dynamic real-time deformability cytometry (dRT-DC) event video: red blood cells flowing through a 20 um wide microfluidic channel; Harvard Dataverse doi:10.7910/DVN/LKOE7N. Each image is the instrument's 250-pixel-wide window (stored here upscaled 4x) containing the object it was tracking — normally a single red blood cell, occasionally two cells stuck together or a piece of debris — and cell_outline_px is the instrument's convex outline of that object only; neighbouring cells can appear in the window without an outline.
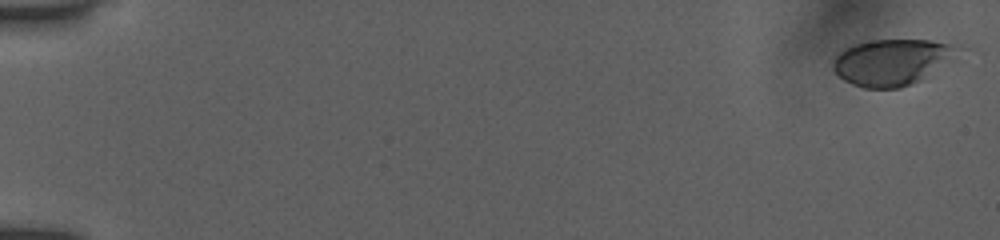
{"species": "human", "species_latin": "Homo sapiens", "temperature_condition": "room temperature", "stored_images_in_passage": 54, "camera_frame_rate_fps": 3000, "um_per_image_px": 0.085, "donor": {"sex": "female"}, "frame": {"image": 1, "passage_image": 1, "time_ms": 0.0, "image_size_px": [1000, 240], "cell_outline_px": [[960, 52], [956, 60], [900, 88], [864, 88], [852, 84], [844, 80], [832, 68], [832, 64], [836, 56], [840, 52], [856, 44], [872, 40], [928, 40], [948, 44], [956, 48]], "centroid_in_image_um": [75.82, 5.27], "position_along_channel_um": 9.2, "area_um2": 33.0}}
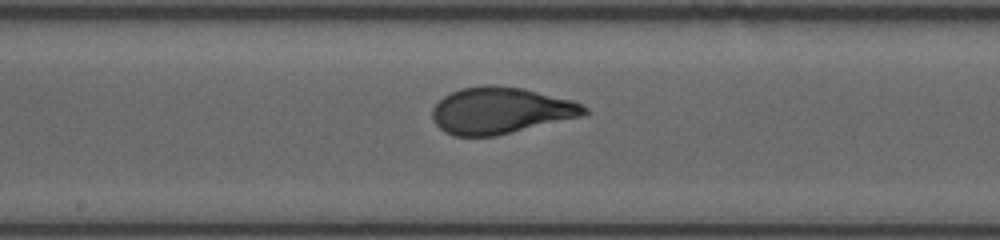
{"frame": {"image": 2, "passage_image": 30, "time_ms": 9.667, "image_size_px": [1000, 240], "cell_outline_px": [[592, 112], [584, 116], [496, 136], [452, 136], [444, 132], [432, 120], [432, 108], [444, 96], [460, 88], [484, 84], [496, 84], [520, 88], [572, 100], [588, 108]], "centroid_in_image_um": [42.55, 9.4], "position_along_channel_um": 205.6, "area_um2": 41.5}}
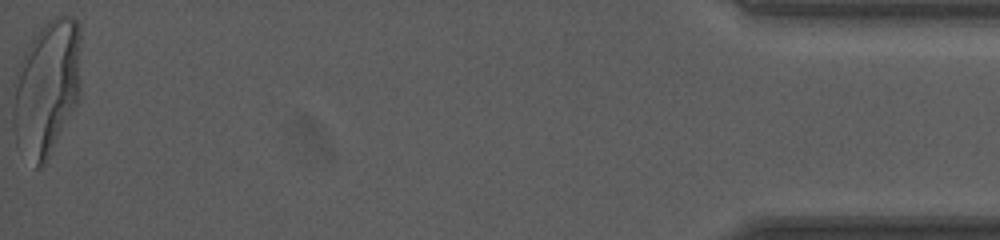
{"frame": {"image": 3, "passage_image": 54, "time_ms": 17.667, "image_size_px": [1000, 240], "cell_outline_px": [[80, 96], [48, 160], [40, 168], [36, 168], [16, 144], [12, 128], [12, 80], [16, 68], [28, 44], [36, 32], [52, 16], [72, 16], [80, 24]], "centroid_in_image_um": [3.94, 7.46], "position_along_channel_um": 431.3, "area_um2": 54.97}, "authors_computed_cell_mechanics": {"area_um2": 40.5467, "velocity_mm_per_s": 3.9006, "shape_relaxation_time_tau1_ms": 3.1133, "shape_relaxation_time_tau2_ms": null, "deformation_change_tau1": 0.1761, "deformation_change_tau2": null}}